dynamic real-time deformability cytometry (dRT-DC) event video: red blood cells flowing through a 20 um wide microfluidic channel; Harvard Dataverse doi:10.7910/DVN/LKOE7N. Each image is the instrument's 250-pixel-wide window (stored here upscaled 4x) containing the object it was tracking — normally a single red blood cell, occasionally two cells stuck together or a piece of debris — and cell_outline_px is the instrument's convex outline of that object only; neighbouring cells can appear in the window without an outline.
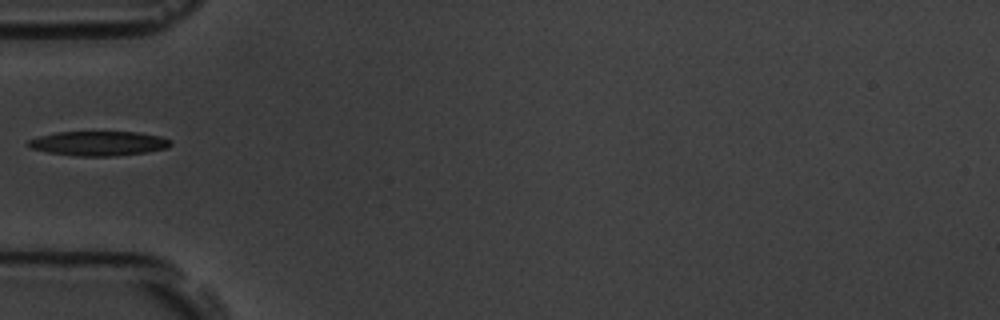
{"species": "common noctule bat (a hibernating species)", "species_latin": "Nyctalus noctula", "temperature_condition": "room temperature", "stored_images_in_passage": 1, "camera_frame_rate_fps": 3000, "um_per_image_px": 0.085, "animal": {"sex": "male", "body_mass_g": 19.5, "forearm_length_mm": 54.6}, "frame": {"image": 1, "passage_image": 1, "time_ms": 0.0, "image_size_px": [1000, 320], "cell_outline_px": [[172, 144], [168, 148], [148, 152], [112, 156], [76, 156], [48, 152], [32, 148], [28, 144], [28, 140], [40, 136], [56, 132], [136, 132], [160, 136], [172, 140]], "centroid_in_image_um": [8.43, 12.19], "position_along_channel_um": 76.6, "area_um2": 20.29}}